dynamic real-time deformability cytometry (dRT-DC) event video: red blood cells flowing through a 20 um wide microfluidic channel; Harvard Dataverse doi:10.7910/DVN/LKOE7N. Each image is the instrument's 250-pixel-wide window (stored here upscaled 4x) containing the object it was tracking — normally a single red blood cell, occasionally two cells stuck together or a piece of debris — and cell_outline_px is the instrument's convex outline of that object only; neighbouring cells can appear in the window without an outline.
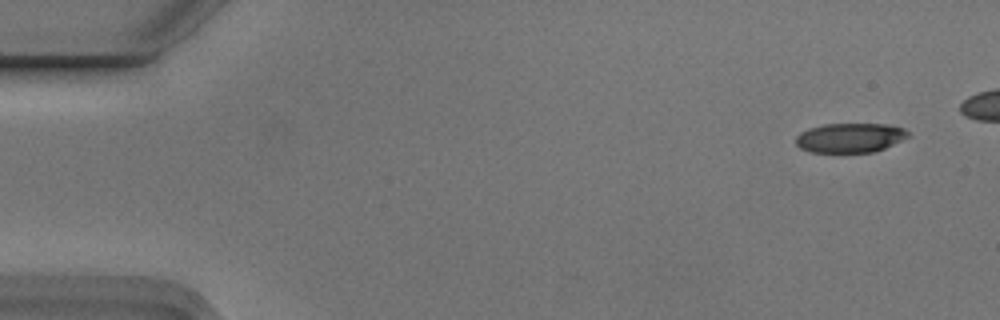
{"species": "Egyptian fruit bat (a non-hibernating species)", "species_latin": "Rousettus aegyptiacus", "temperature_condition": "cold", "stored_images_in_passage": 5, "camera_frame_rate_fps": 3000, "um_per_image_px": 0.085, "animal": {"sex": "male"}, "frame": {"image": 1, "passage_image": 1, "time_ms": 0.0, "image_size_px": [1000, 320], "cell_outline_px": [[908, 136], [884, 148], [872, 152], [808, 152], [800, 148], [796, 144], [796, 136], [800, 132], [808, 128], [824, 124], [884, 124], [904, 128], [908, 132]], "centroid_in_image_um": [72.19, 11.71], "position_along_channel_um": 12.8, "area_um2": 19.13}}